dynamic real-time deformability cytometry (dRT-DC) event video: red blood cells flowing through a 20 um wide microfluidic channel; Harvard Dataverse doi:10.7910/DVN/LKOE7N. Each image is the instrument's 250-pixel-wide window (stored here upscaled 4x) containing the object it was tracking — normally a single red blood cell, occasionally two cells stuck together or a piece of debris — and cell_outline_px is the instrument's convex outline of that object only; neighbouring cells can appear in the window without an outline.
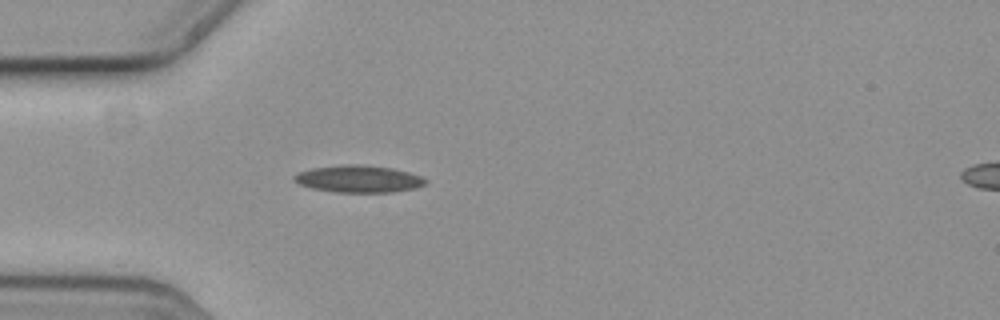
{"species": "common noctule bat (a hibernating species)", "species_latin": "Nyctalus noctula", "temperature_condition": "cold", "stored_images_in_passage": 5, "camera_frame_rate_fps": 3000, "um_per_image_px": 0.085, "animal": {"sex": "female", "body_mass_g": 19.3, "forearm_length_mm": 54.1}, "frame": {"image": 1, "passage_image": 5, "time_ms": 1.333, "image_size_px": [1000, 320], "cell_outline_px": [[428, 180], [424, 184], [412, 188], [392, 192], [336, 192], [312, 188], [300, 184], [292, 180], [292, 176], [300, 172], [312, 168], [340, 164], [360, 164], [392, 168], [408, 172], [420, 176]], "centroid_in_image_um": [30.44, 15.19], "position_along_channel_um": 54.6, "area_um2": 20.63}}